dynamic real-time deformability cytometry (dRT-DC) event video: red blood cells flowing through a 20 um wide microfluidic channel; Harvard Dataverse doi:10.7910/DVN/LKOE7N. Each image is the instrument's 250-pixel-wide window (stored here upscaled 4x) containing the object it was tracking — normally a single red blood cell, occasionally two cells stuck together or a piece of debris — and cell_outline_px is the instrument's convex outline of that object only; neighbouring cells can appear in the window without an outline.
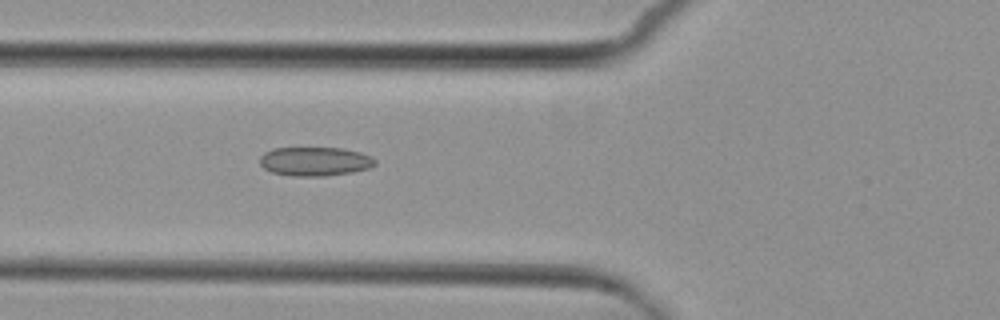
{"species": "common noctule bat (a hibernating species)", "species_latin": "Nyctalus noctula", "temperature_condition": "cold", "stored_images_in_passage": 6, "camera_frame_rate_fps": 3000, "um_per_image_px": 0.085, "animal": {"sex": "female", "body_mass_g": 29.2, "forearm_length_mm": 56.3}, "frame": {"image": 1, "passage_image": 6, "time_ms": 6.667, "image_size_px": [1000, 320], "cell_outline_px": [[376, 164], [368, 168], [352, 172], [324, 176], [292, 176], [272, 172], [264, 168], [260, 164], [260, 156], [264, 152], [272, 148], [344, 148], [360, 152], [372, 156], [376, 160]], "centroid_in_image_um": [26.77, 13.71], "position_along_channel_um": 99.0, "area_um2": 19.54}}